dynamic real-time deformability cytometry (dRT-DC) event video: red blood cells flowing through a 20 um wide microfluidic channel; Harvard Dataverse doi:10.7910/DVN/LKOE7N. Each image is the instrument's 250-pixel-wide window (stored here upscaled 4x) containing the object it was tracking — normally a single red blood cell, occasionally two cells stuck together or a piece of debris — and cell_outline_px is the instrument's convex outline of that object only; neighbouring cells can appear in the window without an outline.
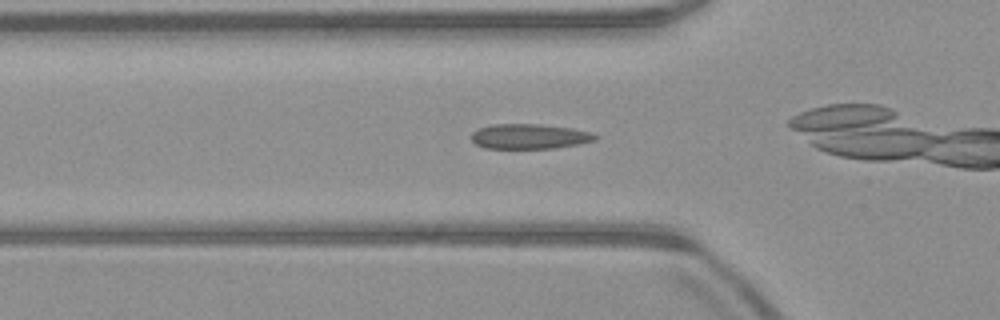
{"species": "common noctule bat (a hibernating species)", "species_latin": "Nyctalus noctula", "temperature_condition": "warm", "stored_images_in_passage": 35, "camera_frame_rate_fps": 3000, "um_per_image_px": 0.085, "animal": {"sex": "male", "body_mass_g": 23.1, "forearm_length_mm": 52.7}, "frame": {"image": 1, "passage_image": 12, "time_ms": 3.667, "image_size_px": [1000, 320], "cell_outline_px": [[596, 140], [580, 144], [552, 148], [484, 148], [476, 144], [472, 140], [472, 132], [480, 128], [492, 124], [540, 124], [572, 128], [592, 132], [596, 136]], "centroid_in_image_um": [45.01, 11.59], "position_along_channel_um": 80.8, "area_um2": 17.98}}
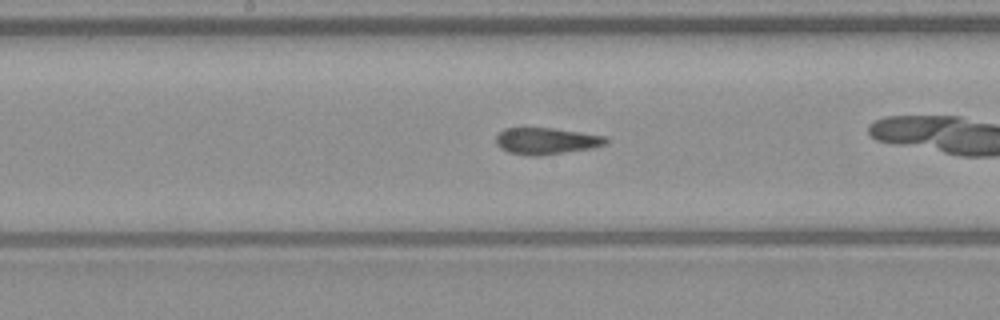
{"frame": {"image": 2, "passage_image": 21, "time_ms": 6.667, "image_size_px": [1000, 320], "cell_outline_px": [[608, 144], [592, 148], [540, 156], [528, 156], [508, 152], [500, 148], [496, 144], [496, 136], [504, 128], [552, 128], [608, 136]], "centroid_in_image_um": [46.45, 11.99], "position_along_channel_um": 201.7, "area_um2": 17.22}}
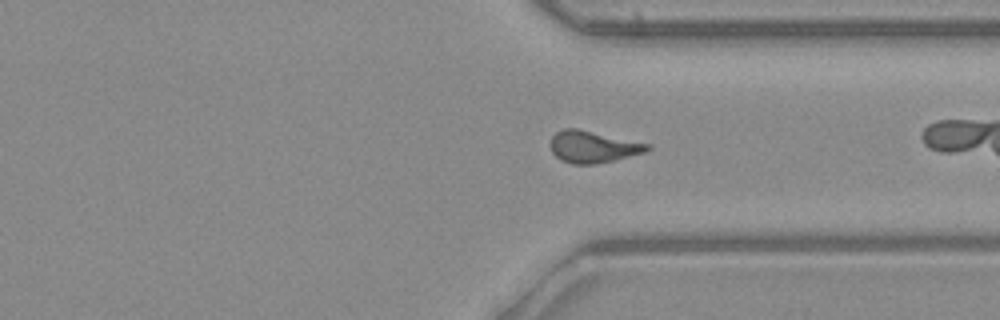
{"frame": {"image": 3, "passage_image": 33, "time_ms": 10.667, "image_size_px": [1000, 320], "cell_outline_px": [[652, 148], [644, 152], [596, 164], [572, 164], [560, 160], [552, 152], [552, 136], [556, 132], [564, 128], [576, 128], [652, 144]], "centroid_in_image_um": [50.41, 12.47], "position_along_channel_um": 361.0, "area_um2": 17.8}}